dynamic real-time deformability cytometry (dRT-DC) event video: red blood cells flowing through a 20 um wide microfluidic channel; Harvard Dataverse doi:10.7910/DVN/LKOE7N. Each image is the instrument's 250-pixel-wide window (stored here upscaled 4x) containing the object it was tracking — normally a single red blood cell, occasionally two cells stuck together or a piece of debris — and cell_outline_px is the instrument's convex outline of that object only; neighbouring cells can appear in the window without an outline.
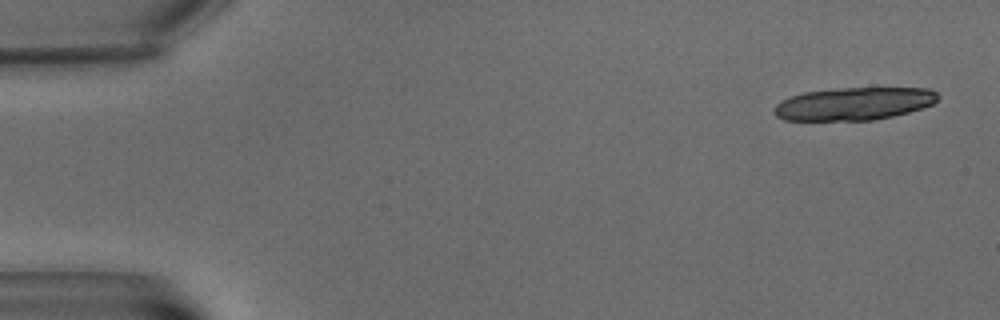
{"species": "common noctule bat (a hibernating species)", "species_latin": "Nyctalus noctula", "temperature_condition": "warm", "stored_images_in_passage": 7, "camera_frame_rate_fps": 3000, "um_per_image_px": 0.085, "animal": {"sex": "male", "body_mass_g": 15.6}, "frame": {"image": 1, "passage_image": 1, "time_ms": 0.0, "image_size_px": [1000, 320], "cell_outline_px": [[940, 96], [932, 104], [908, 112], [892, 116], [872, 120], [784, 120], [776, 116], [772, 108], [780, 100], [804, 92], [840, 88], [928, 88], [936, 92]], "centroid_in_image_um": [72.55, 8.81], "position_along_channel_um": 12.4, "area_um2": 31.15}}